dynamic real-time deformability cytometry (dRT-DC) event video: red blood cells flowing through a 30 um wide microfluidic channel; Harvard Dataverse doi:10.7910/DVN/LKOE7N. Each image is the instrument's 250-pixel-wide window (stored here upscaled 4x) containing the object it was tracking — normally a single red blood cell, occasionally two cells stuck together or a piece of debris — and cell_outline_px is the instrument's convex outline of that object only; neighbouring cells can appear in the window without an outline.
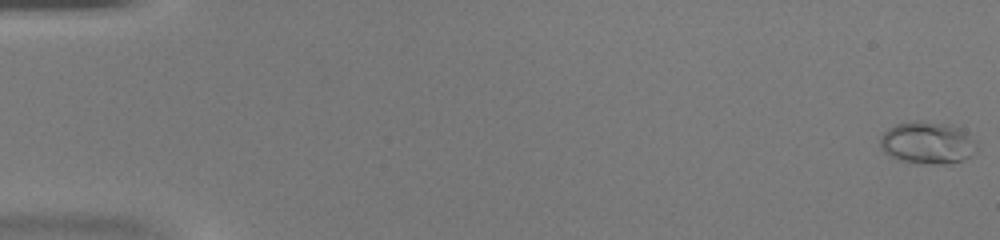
{"species": "common noctule bat (a hibernating species)", "species_latin": "Nyctalus noctula", "temperature_condition": "warm", "stored_images_in_passage": 47, "camera_frame_rate_fps": 3000, "um_per_image_px": 0.085, "animal": {"sex": "female", "body_mass_g": 20.0, "forearm_length_mm": 54.0}, "frame": {"image": 1, "passage_image": 1, "time_ms": 0.0, "image_size_px": [1000, 240], "cell_outline_px": [[976, 152], [972, 156], [964, 160], [948, 164], [932, 164], [896, 160], [884, 152], [880, 148], [880, 136], [888, 128], [896, 124], [916, 120], [920, 120], [952, 124], [960, 128], [976, 140]], "centroid_in_image_um": [78.84, 12.13], "position_along_channel_um": 6.2, "area_um2": 24.28}}
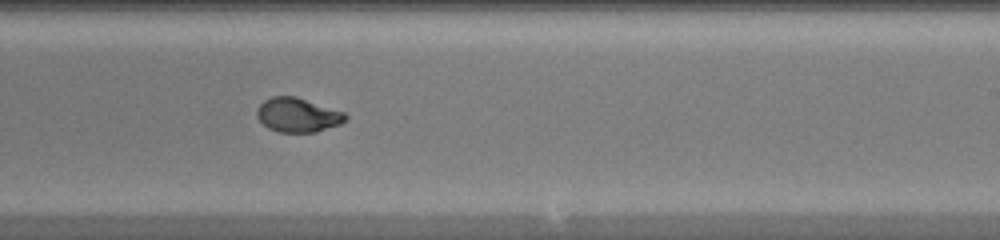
{"frame": {"image": 2, "passage_image": 30, "time_ms": 9.667, "image_size_px": [1000, 240], "cell_outline_px": [[348, 116], [340, 124], [316, 132], [276, 132], [268, 128], [256, 116], [256, 108], [264, 100], [272, 96], [296, 96], [344, 112]], "centroid_in_image_um": [25.28, 9.77], "position_along_channel_um": 263.7, "area_um2": 17.69}}
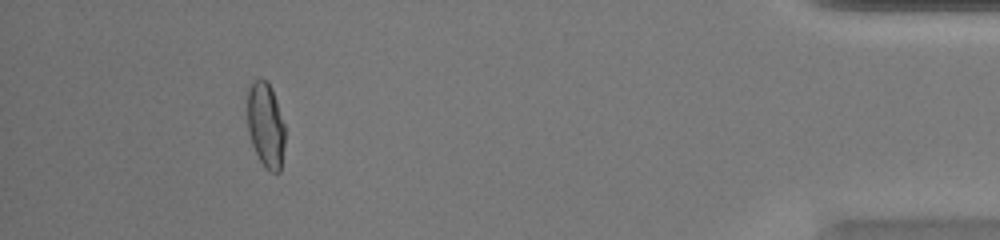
{"frame": {"image": 3, "passage_image": 44, "time_ms": 14.333, "image_size_px": [1000, 240], "cell_outline_px": [[284, 144], [280, 172], [268, 172], [264, 168], [252, 144], [248, 132], [248, 88], [256, 80], [268, 80], [272, 88], [284, 124]], "centroid_in_image_um": [22.59, 10.66], "position_along_channel_um": 412.6, "area_um2": 18.5}}